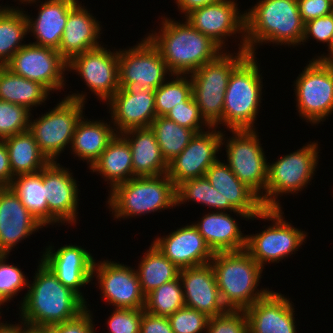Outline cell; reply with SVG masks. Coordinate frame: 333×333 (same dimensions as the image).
Masks as SVG:
<instances>
[{
    "mask_svg": "<svg viewBox=\"0 0 333 333\" xmlns=\"http://www.w3.org/2000/svg\"><path fill=\"white\" fill-rule=\"evenodd\" d=\"M34 281L19 307L21 320L32 326L50 327L78 317L87 303L71 288L64 286L42 261Z\"/></svg>",
    "mask_w": 333,
    "mask_h": 333,
    "instance_id": "cell-1",
    "label": "cell"
},
{
    "mask_svg": "<svg viewBox=\"0 0 333 333\" xmlns=\"http://www.w3.org/2000/svg\"><path fill=\"white\" fill-rule=\"evenodd\" d=\"M174 20L163 16L161 31H152L147 36L159 49L172 75H190L224 51L187 21Z\"/></svg>",
    "mask_w": 333,
    "mask_h": 333,
    "instance_id": "cell-2",
    "label": "cell"
},
{
    "mask_svg": "<svg viewBox=\"0 0 333 333\" xmlns=\"http://www.w3.org/2000/svg\"><path fill=\"white\" fill-rule=\"evenodd\" d=\"M246 50L255 55L257 44L301 45L304 25L297 0H259L245 12ZM256 46V47H255Z\"/></svg>",
    "mask_w": 333,
    "mask_h": 333,
    "instance_id": "cell-3",
    "label": "cell"
},
{
    "mask_svg": "<svg viewBox=\"0 0 333 333\" xmlns=\"http://www.w3.org/2000/svg\"><path fill=\"white\" fill-rule=\"evenodd\" d=\"M210 264L227 309L245 310L271 291L257 289L263 268L245 249L214 253Z\"/></svg>",
    "mask_w": 333,
    "mask_h": 333,
    "instance_id": "cell-4",
    "label": "cell"
},
{
    "mask_svg": "<svg viewBox=\"0 0 333 333\" xmlns=\"http://www.w3.org/2000/svg\"><path fill=\"white\" fill-rule=\"evenodd\" d=\"M255 59V55L248 54L231 72L222 114V126L228 130L256 129L263 77Z\"/></svg>",
    "mask_w": 333,
    "mask_h": 333,
    "instance_id": "cell-5",
    "label": "cell"
},
{
    "mask_svg": "<svg viewBox=\"0 0 333 333\" xmlns=\"http://www.w3.org/2000/svg\"><path fill=\"white\" fill-rule=\"evenodd\" d=\"M107 202L116 219L173 209L176 187L167 174L134 177L110 190Z\"/></svg>",
    "mask_w": 333,
    "mask_h": 333,
    "instance_id": "cell-6",
    "label": "cell"
},
{
    "mask_svg": "<svg viewBox=\"0 0 333 333\" xmlns=\"http://www.w3.org/2000/svg\"><path fill=\"white\" fill-rule=\"evenodd\" d=\"M224 51L189 75L192 96L201 115L214 127L222 124L224 95L233 69L249 54L246 49L230 54Z\"/></svg>",
    "mask_w": 333,
    "mask_h": 333,
    "instance_id": "cell-7",
    "label": "cell"
},
{
    "mask_svg": "<svg viewBox=\"0 0 333 333\" xmlns=\"http://www.w3.org/2000/svg\"><path fill=\"white\" fill-rule=\"evenodd\" d=\"M86 94H68L51 111L30 120L33 134L41 152L52 162L72 143L74 131L83 117Z\"/></svg>",
    "mask_w": 333,
    "mask_h": 333,
    "instance_id": "cell-8",
    "label": "cell"
},
{
    "mask_svg": "<svg viewBox=\"0 0 333 333\" xmlns=\"http://www.w3.org/2000/svg\"><path fill=\"white\" fill-rule=\"evenodd\" d=\"M318 148V143L310 142L272 164L268 162L266 188L260 197L264 208H281L277 196L298 193L307 187L318 166Z\"/></svg>",
    "mask_w": 333,
    "mask_h": 333,
    "instance_id": "cell-9",
    "label": "cell"
},
{
    "mask_svg": "<svg viewBox=\"0 0 333 333\" xmlns=\"http://www.w3.org/2000/svg\"><path fill=\"white\" fill-rule=\"evenodd\" d=\"M283 214L281 208H265L254 218L273 220V226L269 225L260 233L246 236L245 250L262 268L265 263H279L293 252L295 254L307 237L305 231L284 220Z\"/></svg>",
    "mask_w": 333,
    "mask_h": 333,
    "instance_id": "cell-10",
    "label": "cell"
},
{
    "mask_svg": "<svg viewBox=\"0 0 333 333\" xmlns=\"http://www.w3.org/2000/svg\"><path fill=\"white\" fill-rule=\"evenodd\" d=\"M294 83L299 117L314 125L333 113V63L314 57Z\"/></svg>",
    "mask_w": 333,
    "mask_h": 333,
    "instance_id": "cell-11",
    "label": "cell"
},
{
    "mask_svg": "<svg viewBox=\"0 0 333 333\" xmlns=\"http://www.w3.org/2000/svg\"><path fill=\"white\" fill-rule=\"evenodd\" d=\"M232 137L224 138L222 133L221 145L227 152V165L234 175L259 197L266 188L268 163L255 129L229 130ZM226 142H225V141ZM224 141V142H223ZM263 189V190H261Z\"/></svg>",
    "mask_w": 333,
    "mask_h": 333,
    "instance_id": "cell-12",
    "label": "cell"
},
{
    "mask_svg": "<svg viewBox=\"0 0 333 333\" xmlns=\"http://www.w3.org/2000/svg\"><path fill=\"white\" fill-rule=\"evenodd\" d=\"M14 74L43 85L49 92L63 89L68 62L58 50L25 44L5 65Z\"/></svg>",
    "mask_w": 333,
    "mask_h": 333,
    "instance_id": "cell-13",
    "label": "cell"
},
{
    "mask_svg": "<svg viewBox=\"0 0 333 333\" xmlns=\"http://www.w3.org/2000/svg\"><path fill=\"white\" fill-rule=\"evenodd\" d=\"M119 83H139L144 89H157L171 77L159 49L146 36L129 49L118 51Z\"/></svg>",
    "mask_w": 333,
    "mask_h": 333,
    "instance_id": "cell-14",
    "label": "cell"
},
{
    "mask_svg": "<svg viewBox=\"0 0 333 333\" xmlns=\"http://www.w3.org/2000/svg\"><path fill=\"white\" fill-rule=\"evenodd\" d=\"M154 100L152 89H144L136 82L119 83V89L106 102L111 110V120H114L111 123H114L116 133L150 127L157 117Z\"/></svg>",
    "mask_w": 333,
    "mask_h": 333,
    "instance_id": "cell-15",
    "label": "cell"
},
{
    "mask_svg": "<svg viewBox=\"0 0 333 333\" xmlns=\"http://www.w3.org/2000/svg\"><path fill=\"white\" fill-rule=\"evenodd\" d=\"M69 70H75L102 101L107 102L119 89L118 51L111 52L103 45L74 56L68 62Z\"/></svg>",
    "mask_w": 333,
    "mask_h": 333,
    "instance_id": "cell-16",
    "label": "cell"
},
{
    "mask_svg": "<svg viewBox=\"0 0 333 333\" xmlns=\"http://www.w3.org/2000/svg\"><path fill=\"white\" fill-rule=\"evenodd\" d=\"M235 0H219L193 10L186 16V21L196 30L210 37L222 49L226 46V38L242 34L239 50L246 49V18L245 12L240 13Z\"/></svg>",
    "mask_w": 333,
    "mask_h": 333,
    "instance_id": "cell-17",
    "label": "cell"
},
{
    "mask_svg": "<svg viewBox=\"0 0 333 333\" xmlns=\"http://www.w3.org/2000/svg\"><path fill=\"white\" fill-rule=\"evenodd\" d=\"M92 276H97L103 298L114 308L144 309L145 295L136 270L106 259L94 262Z\"/></svg>",
    "mask_w": 333,
    "mask_h": 333,
    "instance_id": "cell-18",
    "label": "cell"
},
{
    "mask_svg": "<svg viewBox=\"0 0 333 333\" xmlns=\"http://www.w3.org/2000/svg\"><path fill=\"white\" fill-rule=\"evenodd\" d=\"M212 129V130H210ZM222 131L212 126L208 131L196 133L186 148L168 163V177L175 187L185 180L203 177L218 158Z\"/></svg>",
    "mask_w": 333,
    "mask_h": 333,
    "instance_id": "cell-19",
    "label": "cell"
},
{
    "mask_svg": "<svg viewBox=\"0 0 333 333\" xmlns=\"http://www.w3.org/2000/svg\"><path fill=\"white\" fill-rule=\"evenodd\" d=\"M205 176L219 191L220 211L230 210L245 220H254L265 209L260 197L234 175L227 163L218 159L208 168Z\"/></svg>",
    "mask_w": 333,
    "mask_h": 333,
    "instance_id": "cell-20",
    "label": "cell"
},
{
    "mask_svg": "<svg viewBox=\"0 0 333 333\" xmlns=\"http://www.w3.org/2000/svg\"><path fill=\"white\" fill-rule=\"evenodd\" d=\"M43 182L47 194L48 226L65 222L75 224L79 189L69 169L57 161L49 162L43 168Z\"/></svg>",
    "mask_w": 333,
    "mask_h": 333,
    "instance_id": "cell-21",
    "label": "cell"
},
{
    "mask_svg": "<svg viewBox=\"0 0 333 333\" xmlns=\"http://www.w3.org/2000/svg\"><path fill=\"white\" fill-rule=\"evenodd\" d=\"M54 246L46 248L41 260L66 287L75 291L86 303L80 288L93 280L95 259L81 246L65 245L53 251Z\"/></svg>",
    "mask_w": 333,
    "mask_h": 333,
    "instance_id": "cell-22",
    "label": "cell"
},
{
    "mask_svg": "<svg viewBox=\"0 0 333 333\" xmlns=\"http://www.w3.org/2000/svg\"><path fill=\"white\" fill-rule=\"evenodd\" d=\"M185 306L196 309L208 317H213L228 310L221 299L216 275L210 263L180 269Z\"/></svg>",
    "mask_w": 333,
    "mask_h": 333,
    "instance_id": "cell-23",
    "label": "cell"
},
{
    "mask_svg": "<svg viewBox=\"0 0 333 333\" xmlns=\"http://www.w3.org/2000/svg\"><path fill=\"white\" fill-rule=\"evenodd\" d=\"M43 227L10 186L0 187V254L9 255L18 242Z\"/></svg>",
    "mask_w": 333,
    "mask_h": 333,
    "instance_id": "cell-24",
    "label": "cell"
},
{
    "mask_svg": "<svg viewBox=\"0 0 333 333\" xmlns=\"http://www.w3.org/2000/svg\"><path fill=\"white\" fill-rule=\"evenodd\" d=\"M153 244L179 269L208 264L214 254L193 223L156 238Z\"/></svg>",
    "mask_w": 333,
    "mask_h": 333,
    "instance_id": "cell-25",
    "label": "cell"
},
{
    "mask_svg": "<svg viewBox=\"0 0 333 333\" xmlns=\"http://www.w3.org/2000/svg\"><path fill=\"white\" fill-rule=\"evenodd\" d=\"M244 311L249 333H296L294 307L281 293L270 291Z\"/></svg>",
    "mask_w": 333,
    "mask_h": 333,
    "instance_id": "cell-26",
    "label": "cell"
},
{
    "mask_svg": "<svg viewBox=\"0 0 333 333\" xmlns=\"http://www.w3.org/2000/svg\"><path fill=\"white\" fill-rule=\"evenodd\" d=\"M100 22L85 6L77 2L69 11L63 37L59 46L60 55L69 62L74 56L100 46Z\"/></svg>",
    "mask_w": 333,
    "mask_h": 333,
    "instance_id": "cell-27",
    "label": "cell"
},
{
    "mask_svg": "<svg viewBox=\"0 0 333 333\" xmlns=\"http://www.w3.org/2000/svg\"><path fill=\"white\" fill-rule=\"evenodd\" d=\"M77 2L78 0H45L41 1L35 20L26 14L28 32L36 39L33 44L58 50L69 11Z\"/></svg>",
    "mask_w": 333,
    "mask_h": 333,
    "instance_id": "cell-28",
    "label": "cell"
},
{
    "mask_svg": "<svg viewBox=\"0 0 333 333\" xmlns=\"http://www.w3.org/2000/svg\"><path fill=\"white\" fill-rule=\"evenodd\" d=\"M121 135L131 149L133 178L167 174L168 163L150 127L129 129Z\"/></svg>",
    "mask_w": 333,
    "mask_h": 333,
    "instance_id": "cell-29",
    "label": "cell"
},
{
    "mask_svg": "<svg viewBox=\"0 0 333 333\" xmlns=\"http://www.w3.org/2000/svg\"><path fill=\"white\" fill-rule=\"evenodd\" d=\"M230 214L212 211L201 218V222L193 223L203 236L213 253L240 251L246 247V236L243 235Z\"/></svg>",
    "mask_w": 333,
    "mask_h": 333,
    "instance_id": "cell-30",
    "label": "cell"
},
{
    "mask_svg": "<svg viewBox=\"0 0 333 333\" xmlns=\"http://www.w3.org/2000/svg\"><path fill=\"white\" fill-rule=\"evenodd\" d=\"M110 125V122L107 124L103 120L90 121L82 117L76 126L72 146L69 148H71L72 154L85 160L89 164V168L117 134Z\"/></svg>",
    "mask_w": 333,
    "mask_h": 333,
    "instance_id": "cell-31",
    "label": "cell"
},
{
    "mask_svg": "<svg viewBox=\"0 0 333 333\" xmlns=\"http://www.w3.org/2000/svg\"><path fill=\"white\" fill-rule=\"evenodd\" d=\"M90 170L104 176L107 184L110 181L111 190L133 178L132 154L127 140L116 134Z\"/></svg>",
    "mask_w": 333,
    "mask_h": 333,
    "instance_id": "cell-32",
    "label": "cell"
},
{
    "mask_svg": "<svg viewBox=\"0 0 333 333\" xmlns=\"http://www.w3.org/2000/svg\"><path fill=\"white\" fill-rule=\"evenodd\" d=\"M13 176L40 172L50 161L27 130L4 139Z\"/></svg>",
    "mask_w": 333,
    "mask_h": 333,
    "instance_id": "cell-33",
    "label": "cell"
},
{
    "mask_svg": "<svg viewBox=\"0 0 333 333\" xmlns=\"http://www.w3.org/2000/svg\"><path fill=\"white\" fill-rule=\"evenodd\" d=\"M50 92L40 83L14 74L6 66L0 70V100L21 105L31 111L46 101Z\"/></svg>",
    "mask_w": 333,
    "mask_h": 333,
    "instance_id": "cell-34",
    "label": "cell"
},
{
    "mask_svg": "<svg viewBox=\"0 0 333 333\" xmlns=\"http://www.w3.org/2000/svg\"><path fill=\"white\" fill-rule=\"evenodd\" d=\"M144 254L138 269H136L144 295L179 277L180 269L165 257L153 243Z\"/></svg>",
    "mask_w": 333,
    "mask_h": 333,
    "instance_id": "cell-35",
    "label": "cell"
},
{
    "mask_svg": "<svg viewBox=\"0 0 333 333\" xmlns=\"http://www.w3.org/2000/svg\"><path fill=\"white\" fill-rule=\"evenodd\" d=\"M27 210L45 227L48 225V204L43 169L32 174L14 176L10 185Z\"/></svg>",
    "mask_w": 333,
    "mask_h": 333,
    "instance_id": "cell-36",
    "label": "cell"
},
{
    "mask_svg": "<svg viewBox=\"0 0 333 333\" xmlns=\"http://www.w3.org/2000/svg\"><path fill=\"white\" fill-rule=\"evenodd\" d=\"M22 10L10 6L0 10V63L4 66L25 45L22 40L29 33L26 13Z\"/></svg>",
    "mask_w": 333,
    "mask_h": 333,
    "instance_id": "cell-37",
    "label": "cell"
},
{
    "mask_svg": "<svg viewBox=\"0 0 333 333\" xmlns=\"http://www.w3.org/2000/svg\"><path fill=\"white\" fill-rule=\"evenodd\" d=\"M154 131L162 156L169 163L189 144L196 132L180 126L165 116H157L150 126Z\"/></svg>",
    "mask_w": 333,
    "mask_h": 333,
    "instance_id": "cell-38",
    "label": "cell"
},
{
    "mask_svg": "<svg viewBox=\"0 0 333 333\" xmlns=\"http://www.w3.org/2000/svg\"><path fill=\"white\" fill-rule=\"evenodd\" d=\"M184 306V294L179 277L145 295L144 310L153 315L169 317Z\"/></svg>",
    "mask_w": 333,
    "mask_h": 333,
    "instance_id": "cell-39",
    "label": "cell"
},
{
    "mask_svg": "<svg viewBox=\"0 0 333 333\" xmlns=\"http://www.w3.org/2000/svg\"><path fill=\"white\" fill-rule=\"evenodd\" d=\"M173 77L172 81H165L154 90L156 116H165L174 106L185 102L192 95V81L188 78L189 75L176 74Z\"/></svg>",
    "mask_w": 333,
    "mask_h": 333,
    "instance_id": "cell-40",
    "label": "cell"
},
{
    "mask_svg": "<svg viewBox=\"0 0 333 333\" xmlns=\"http://www.w3.org/2000/svg\"><path fill=\"white\" fill-rule=\"evenodd\" d=\"M197 202L220 211V196L206 176L185 180L176 187V205Z\"/></svg>",
    "mask_w": 333,
    "mask_h": 333,
    "instance_id": "cell-41",
    "label": "cell"
},
{
    "mask_svg": "<svg viewBox=\"0 0 333 333\" xmlns=\"http://www.w3.org/2000/svg\"><path fill=\"white\" fill-rule=\"evenodd\" d=\"M31 115L21 105L0 100V140L29 130Z\"/></svg>",
    "mask_w": 333,
    "mask_h": 333,
    "instance_id": "cell-42",
    "label": "cell"
},
{
    "mask_svg": "<svg viewBox=\"0 0 333 333\" xmlns=\"http://www.w3.org/2000/svg\"><path fill=\"white\" fill-rule=\"evenodd\" d=\"M7 256L8 254H0V305L10 301L29 284L20 268L6 264Z\"/></svg>",
    "mask_w": 333,
    "mask_h": 333,
    "instance_id": "cell-43",
    "label": "cell"
},
{
    "mask_svg": "<svg viewBox=\"0 0 333 333\" xmlns=\"http://www.w3.org/2000/svg\"><path fill=\"white\" fill-rule=\"evenodd\" d=\"M165 117L196 133L205 131L202 126H206L207 128L212 127L201 115L200 108L192 95L185 102L174 106Z\"/></svg>",
    "mask_w": 333,
    "mask_h": 333,
    "instance_id": "cell-44",
    "label": "cell"
},
{
    "mask_svg": "<svg viewBox=\"0 0 333 333\" xmlns=\"http://www.w3.org/2000/svg\"><path fill=\"white\" fill-rule=\"evenodd\" d=\"M174 333H202L207 330L209 317L189 307H182L168 317Z\"/></svg>",
    "mask_w": 333,
    "mask_h": 333,
    "instance_id": "cell-45",
    "label": "cell"
},
{
    "mask_svg": "<svg viewBox=\"0 0 333 333\" xmlns=\"http://www.w3.org/2000/svg\"><path fill=\"white\" fill-rule=\"evenodd\" d=\"M206 333H249L247 315L244 310L228 309L209 317Z\"/></svg>",
    "mask_w": 333,
    "mask_h": 333,
    "instance_id": "cell-46",
    "label": "cell"
},
{
    "mask_svg": "<svg viewBox=\"0 0 333 333\" xmlns=\"http://www.w3.org/2000/svg\"><path fill=\"white\" fill-rule=\"evenodd\" d=\"M114 309L107 321L108 333H140L143 309Z\"/></svg>",
    "mask_w": 333,
    "mask_h": 333,
    "instance_id": "cell-47",
    "label": "cell"
},
{
    "mask_svg": "<svg viewBox=\"0 0 333 333\" xmlns=\"http://www.w3.org/2000/svg\"><path fill=\"white\" fill-rule=\"evenodd\" d=\"M333 35V12L329 15L309 20L304 25L302 43L311 36L317 42L327 43L329 47Z\"/></svg>",
    "mask_w": 333,
    "mask_h": 333,
    "instance_id": "cell-48",
    "label": "cell"
},
{
    "mask_svg": "<svg viewBox=\"0 0 333 333\" xmlns=\"http://www.w3.org/2000/svg\"><path fill=\"white\" fill-rule=\"evenodd\" d=\"M88 309L75 319L50 326V328L53 333H96L92 313Z\"/></svg>",
    "mask_w": 333,
    "mask_h": 333,
    "instance_id": "cell-49",
    "label": "cell"
},
{
    "mask_svg": "<svg viewBox=\"0 0 333 333\" xmlns=\"http://www.w3.org/2000/svg\"><path fill=\"white\" fill-rule=\"evenodd\" d=\"M297 2L304 23L333 12V3L330 0H297Z\"/></svg>",
    "mask_w": 333,
    "mask_h": 333,
    "instance_id": "cell-50",
    "label": "cell"
},
{
    "mask_svg": "<svg viewBox=\"0 0 333 333\" xmlns=\"http://www.w3.org/2000/svg\"><path fill=\"white\" fill-rule=\"evenodd\" d=\"M140 333H174L168 317L153 315L143 309Z\"/></svg>",
    "mask_w": 333,
    "mask_h": 333,
    "instance_id": "cell-51",
    "label": "cell"
},
{
    "mask_svg": "<svg viewBox=\"0 0 333 333\" xmlns=\"http://www.w3.org/2000/svg\"><path fill=\"white\" fill-rule=\"evenodd\" d=\"M13 178L6 143L0 140V187H9Z\"/></svg>",
    "mask_w": 333,
    "mask_h": 333,
    "instance_id": "cell-52",
    "label": "cell"
},
{
    "mask_svg": "<svg viewBox=\"0 0 333 333\" xmlns=\"http://www.w3.org/2000/svg\"><path fill=\"white\" fill-rule=\"evenodd\" d=\"M179 11L185 16L193 10L218 2L219 0H175Z\"/></svg>",
    "mask_w": 333,
    "mask_h": 333,
    "instance_id": "cell-53",
    "label": "cell"
},
{
    "mask_svg": "<svg viewBox=\"0 0 333 333\" xmlns=\"http://www.w3.org/2000/svg\"><path fill=\"white\" fill-rule=\"evenodd\" d=\"M21 324H7L0 322V333H25L26 323L20 321ZM23 324V325H22Z\"/></svg>",
    "mask_w": 333,
    "mask_h": 333,
    "instance_id": "cell-54",
    "label": "cell"
},
{
    "mask_svg": "<svg viewBox=\"0 0 333 333\" xmlns=\"http://www.w3.org/2000/svg\"><path fill=\"white\" fill-rule=\"evenodd\" d=\"M25 333H53L50 327L32 326L26 324Z\"/></svg>",
    "mask_w": 333,
    "mask_h": 333,
    "instance_id": "cell-55",
    "label": "cell"
},
{
    "mask_svg": "<svg viewBox=\"0 0 333 333\" xmlns=\"http://www.w3.org/2000/svg\"><path fill=\"white\" fill-rule=\"evenodd\" d=\"M328 51L329 53L327 54V56L322 55L317 56V60L322 61V62H326V63H333V35H332V39L330 41L329 47H328Z\"/></svg>",
    "mask_w": 333,
    "mask_h": 333,
    "instance_id": "cell-56",
    "label": "cell"
},
{
    "mask_svg": "<svg viewBox=\"0 0 333 333\" xmlns=\"http://www.w3.org/2000/svg\"><path fill=\"white\" fill-rule=\"evenodd\" d=\"M20 2H22V3H24V2H26V3H24V4H27V3H35L36 2V0H19ZM38 1V0H37Z\"/></svg>",
    "mask_w": 333,
    "mask_h": 333,
    "instance_id": "cell-57",
    "label": "cell"
}]
</instances>
